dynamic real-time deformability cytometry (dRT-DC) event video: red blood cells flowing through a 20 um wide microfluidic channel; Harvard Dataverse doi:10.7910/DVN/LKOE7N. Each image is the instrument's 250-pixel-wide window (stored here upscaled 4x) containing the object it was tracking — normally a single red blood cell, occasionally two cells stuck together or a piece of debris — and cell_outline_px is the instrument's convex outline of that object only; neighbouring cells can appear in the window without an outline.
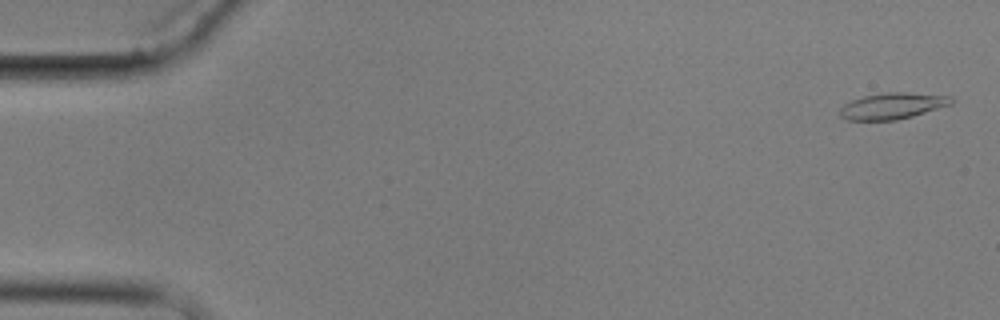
{"species": "common noctule bat (a hibernating species)", "species_latin": "Nyctalus noctula", "temperature_condition": "cold", "stored_images_in_passage": 4, "camera_frame_rate_fps": 3000, "um_per_image_px": 0.085, "animal": {"sex": "male", "body_mass_g": 17.9}, "frame": {"image": 1, "passage_image": 1, "time_ms": 0.0, "image_size_px": [1000, 320], "cell_outline_px": [[956, 100], [952, 104], [912, 116], [896, 120], [848, 120], [840, 116], [840, 108], [844, 104], [852, 100], [864, 96], [888, 92], [904, 92], [952, 96]], "centroid_in_image_um": [75.89, 9.0], "position_along_channel_um": 9.1, "area_um2": 16.99}}
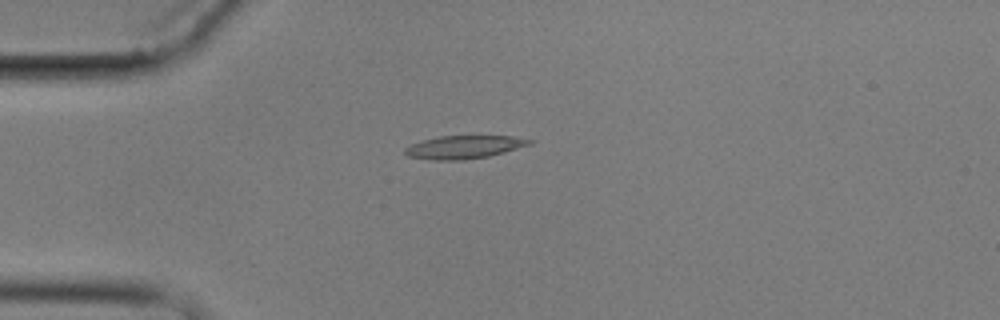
{"frame": {"image": 2, "passage_image": 4, "time_ms": 4.333, "image_size_px": [1000, 320], "cell_outline_px": [[536, 140], [532, 144], [504, 152], [488, 156], [464, 160], [428, 160], [408, 156], [404, 152], [404, 148], [420, 140], [440, 136], [512, 136]], "centroid_in_image_um": [39.44, 12.5], "position_along_channel_um": 45.6, "area_um2": 16.88}}